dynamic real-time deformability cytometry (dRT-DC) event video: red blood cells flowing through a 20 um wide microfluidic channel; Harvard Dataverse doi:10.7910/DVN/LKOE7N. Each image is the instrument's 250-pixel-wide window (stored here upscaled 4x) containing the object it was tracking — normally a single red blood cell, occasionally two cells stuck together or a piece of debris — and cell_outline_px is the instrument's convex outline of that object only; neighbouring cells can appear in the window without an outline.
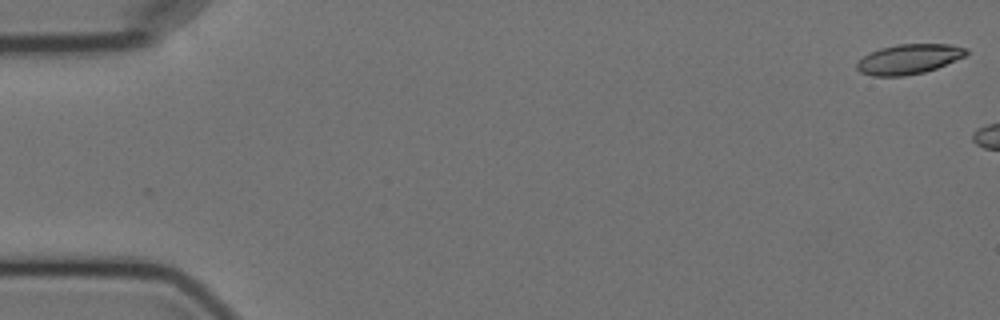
{"species": "Egyptian fruit bat (a non-hibernating species)", "species_latin": "Rousettus aegyptiacus", "temperature_condition": "cold", "stored_images_in_passage": 3, "camera_frame_rate_fps": 3000, "um_per_image_px": 0.085, "animal": {"sex": "female"}, "frame": {"image": 1, "passage_image": 1, "time_ms": 0.0, "image_size_px": [1000, 320], "cell_outline_px": [[968, 52], [964, 56], [936, 68], [924, 72], [904, 76], [872, 76], [860, 72], [856, 68], [856, 64], [864, 56], [880, 48], [896, 44], [952, 44], [968, 48]], "centroid_in_image_um": [77.25, 5.02], "position_along_channel_um": 7.7, "area_um2": 18.96}}